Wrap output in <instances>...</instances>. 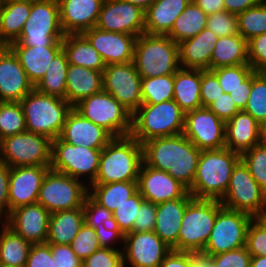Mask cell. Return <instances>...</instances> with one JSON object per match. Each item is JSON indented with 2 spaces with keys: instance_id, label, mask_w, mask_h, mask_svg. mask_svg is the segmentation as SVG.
I'll return each mask as SVG.
<instances>
[{
  "instance_id": "cell-23",
  "label": "cell",
  "mask_w": 266,
  "mask_h": 267,
  "mask_svg": "<svg viewBox=\"0 0 266 267\" xmlns=\"http://www.w3.org/2000/svg\"><path fill=\"white\" fill-rule=\"evenodd\" d=\"M33 89L14 52L0 46V102H20Z\"/></svg>"
},
{
  "instance_id": "cell-11",
  "label": "cell",
  "mask_w": 266,
  "mask_h": 267,
  "mask_svg": "<svg viewBox=\"0 0 266 267\" xmlns=\"http://www.w3.org/2000/svg\"><path fill=\"white\" fill-rule=\"evenodd\" d=\"M82 182L85 181L50 168L40 187L37 203L50 213L82 207L88 195L87 183Z\"/></svg>"
},
{
  "instance_id": "cell-63",
  "label": "cell",
  "mask_w": 266,
  "mask_h": 267,
  "mask_svg": "<svg viewBox=\"0 0 266 267\" xmlns=\"http://www.w3.org/2000/svg\"><path fill=\"white\" fill-rule=\"evenodd\" d=\"M252 89V74L242 82V86L237 87L229 94L235 102L237 108L241 111L244 110Z\"/></svg>"
},
{
  "instance_id": "cell-17",
  "label": "cell",
  "mask_w": 266,
  "mask_h": 267,
  "mask_svg": "<svg viewBox=\"0 0 266 267\" xmlns=\"http://www.w3.org/2000/svg\"><path fill=\"white\" fill-rule=\"evenodd\" d=\"M121 247L124 267H159L171 251L154 231L126 233Z\"/></svg>"
},
{
  "instance_id": "cell-50",
  "label": "cell",
  "mask_w": 266,
  "mask_h": 267,
  "mask_svg": "<svg viewBox=\"0 0 266 267\" xmlns=\"http://www.w3.org/2000/svg\"><path fill=\"white\" fill-rule=\"evenodd\" d=\"M206 28L217 35L218 38L238 34V17L227 11L208 15Z\"/></svg>"
},
{
  "instance_id": "cell-35",
  "label": "cell",
  "mask_w": 266,
  "mask_h": 267,
  "mask_svg": "<svg viewBox=\"0 0 266 267\" xmlns=\"http://www.w3.org/2000/svg\"><path fill=\"white\" fill-rule=\"evenodd\" d=\"M62 49L71 65L86 67L103 73L106 64L98 51L82 34H68L62 40Z\"/></svg>"
},
{
  "instance_id": "cell-73",
  "label": "cell",
  "mask_w": 266,
  "mask_h": 267,
  "mask_svg": "<svg viewBox=\"0 0 266 267\" xmlns=\"http://www.w3.org/2000/svg\"><path fill=\"white\" fill-rule=\"evenodd\" d=\"M0 267H12V266H4V265H0Z\"/></svg>"
},
{
  "instance_id": "cell-36",
  "label": "cell",
  "mask_w": 266,
  "mask_h": 267,
  "mask_svg": "<svg viewBox=\"0 0 266 267\" xmlns=\"http://www.w3.org/2000/svg\"><path fill=\"white\" fill-rule=\"evenodd\" d=\"M242 64H249L247 40L239 33L218 38L212 52L211 70Z\"/></svg>"
},
{
  "instance_id": "cell-51",
  "label": "cell",
  "mask_w": 266,
  "mask_h": 267,
  "mask_svg": "<svg viewBox=\"0 0 266 267\" xmlns=\"http://www.w3.org/2000/svg\"><path fill=\"white\" fill-rule=\"evenodd\" d=\"M82 267H124L123 251L100 247L82 261Z\"/></svg>"
},
{
  "instance_id": "cell-20",
  "label": "cell",
  "mask_w": 266,
  "mask_h": 267,
  "mask_svg": "<svg viewBox=\"0 0 266 267\" xmlns=\"http://www.w3.org/2000/svg\"><path fill=\"white\" fill-rule=\"evenodd\" d=\"M50 166H18L11 168L8 196L9 212L15 208L35 204L40 187Z\"/></svg>"
},
{
  "instance_id": "cell-65",
  "label": "cell",
  "mask_w": 266,
  "mask_h": 267,
  "mask_svg": "<svg viewBox=\"0 0 266 267\" xmlns=\"http://www.w3.org/2000/svg\"><path fill=\"white\" fill-rule=\"evenodd\" d=\"M207 15L225 10L223 0H192Z\"/></svg>"
},
{
  "instance_id": "cell-71",
  "label": "cell",
  "mask_w": 266,
  "mask_h": 267,
  "mask_svg": "<svg viewBox=\"0 0 266 267\" xmlns=\"http://www.w3.org/2000/svg\"><path fill=\"white\" fill-rule=\"evenodd\" d=\"M17 1H25V2H29V3H35V2H39V1H43V0H17Z\"/></svg>"
},
{
  "instance_id": "cell-15",
  "label": "cell",
  "mask_w": 266,
  "mask_h": 267,
  "mask_svg": "<svg viewBox=\"0 0 266 267\" xmlns=\"http://www.w3.org/2000/svg\"><path fill=\"white\" fill-rule=\"evenodd\" d=\"M141 79L134 62L109 64L103 70V91L133 114L142 105Z\"/></svg>"
},
{
  "instance_id": "cell-24",
  "label": "cell",
  "mask_w": 266,
  "mask_h": 267,
  "mask_svg": "<svg viewBox=\"0 0 266 267\" xmlns=\"http://www.w3.org/2000/svg\"><path fill=\"white\" fill-rule=\"evenodd\" d=\"M59 138L70 145L103 149L114 137L72 108L66 116Z\"/></svg>"
},
{
  "instance_id": "cell-58",
  "label": "cell",
  "mask_w": 266,
  "mask_h": 267,
  "mask_svg": "<svg viewBox=\"0 0 266 267\" xmlns=\"http://www.w3.org/2000/svg\"><path fill=\"white\" fill-rule=\"evenodd\" d=\"M25 267H55L50 244H32Z\"/></svg>"
},
{
  "instance_id": "cell-66",
  "label": "cell",
  "mask_w": 266,
  "mask_h": 267,
  "mask_svg": "<svg viewBox=\"0 0 266 267\" xmlns=\"http://www.w3.org/2000/svg\"><path fill=\"white\" fill-rule=\"evenodd\" d=\"M192 265L193 267H214L211 258L202 253H192Z\"/></svg>"
},
{
  "instance_id": "cell-39",
  "label": "cell",
  "mask_w": 266,
  "mask_h": 267,
  "mask_svg": "<svg viewBox=\"0 0 266 267\" xmlns=\"http://www.w3.org/2000/svg\"><path fill=\"white\" fill-rule=\"evenodd\" d=\"M207 19L208 15L191 1L182 14L175 19L167 36L179 44L199 34L206 27Z\"/></svg>"
},
{
  "instance_id": "cell-45",
  "label": "cell",
  "mask_w": 266,
  "mask_h": 267,
  "mask_svg": "<svg viewBox=\"0 0 266 267\" xmlns=\"http://www.w3.org/2000/svg\"><path fill=\"white\" fill-rule=\"evenodd\" d=\"M251 176L266 192V145L258 144L240 155Z\"/></svg>"
},
{
  "instance_id": "cell-27",
  "label": "cell",
  "mask_w": 266,
  "mask_h": 267,
  "mask_svg": "<svg viewBox=\"0 0 266 267\" xmlns=\"http://www.w3.org/2000/svg\"><path fill=\"white\" fill-rule=\"evenodd\" d=\"M260 144V123L244 110L225 122V147L243 154Z\"/></svg>"
},
{
  "instance_id": "cell-70",
  "label": "cell",
  "mask_w": 266,
  "mask_h": 267,
  "mask_svg": "<svg viewBox=\"0 0 266 267\" xmlns=\"http://www.w3.org/2000/svg\"><path fill=\"white\" fill-rule=\"evenodd\" d=\"M260 143L266 145V118L260 123Z\"/></svg>"
},
{
  "instance_id": "cell-46",
  "label": "cell",
  "mask_w": 266,
  "mask_h": 267,
  "mask_svg": "<svg viewBox=\"0 0 266 267\" xmlns=\"http://www.w3.org/2000/svg\"><path fill=\"white\" fill-rule=\"evenodd\" d=\"M83 210L87 226L94 229L104 226L108 230H120L112 212L96 203L89 195L84 200Z\"/></svg>"
},
{
  "instance_id": "cell-22",
  "label": "cell",
  "mask_w": 266,
  "mask_h": 267,
  "mask_svg": "<svg viewBox=\"0 0 266 267\" xmlns=\"http://www.w3.org/2000/svg\"><path fill=\"white\" fill-rule=\"evenodd\" d=\"M137 188L145 201L159 204L183 197L188 189L168 172L142 163Z\"/></svg>"
},
{
  "instance_id": "cell-1",
  "label": "cell",
  "mask_w": 266,
  "mask_h": 267,
  "mask_svg": "<svg viewBox=\"0 0 266 267\" xmlns=\"http://www.w3.org/2000/svg\"><path fill=\"white\" fill-rule=\"evenodd\" d=\"M142 152L145 165L168 172L188 190L192 187L201 150L183 133L148 140Z\"/></svg>"
},
{
  "instance_id": "cell-7",
  "label": "cell",
  "mask_w": 266,
  "mask_h": 267,
  "mask_svg": "<svg viewBox=\"0 0 266 267\" xmlns=\"http://www.w3.org/2000/svg\"><path fill=\"white\" fill-rule=\"evenodd\" d=\"M65 33L60 23L57 0L31 3V12L19 38L8 46L62 47Z\"/></svg>"
},
{
  "instance_id": "cell-61",
  "label": "cell",
  "mask_w": 266,
  "mask_h": 267,
  "mask_svg": "<svg viewBox=\"0 0 266 267\" xmlns=\"http://www.w3.org/2000/svg\"><path fill=\"white\" fill-rule=\"evenodd\" d=\"M95 230L101 247L116 249L115 244H119L120 241L124 243L125 234L121 230H108L104 226L97 227Z\"/></svg>"
},
{
  "instance_id": "cell-2",
  "label": "cell",
  "mask_w": 266,
  "mask_h": 267,
  "mask_svg": "<svg viewBox=\"0 0 266 267\" xmlns=\"http://www.w3.org/2000/svg\"><path fill=\"white\" fill-rule=\"evenodd\" d=\"M240 154L228 148L202 150L189 193L198 199L221 200L225 195L233 168Z\"/></svg>"
},
{
  "instance_id": "cell-56",
  "label": "cell",
  "mask_w": 266,
  "mask_h": 267,
  "mask_svg": "<svg viewBox=\"0 0 266 267\" xmlns=\"http://www.w3.org/2000/svg\"><path fill=\"white\" fill-rule=\"evenodd\" d=\"M50 244L55 267H82L80 260L69 244Z\"/></svg>"
},
{
  "instance_id": "cell-32",
  "label": "cell",
  "mask_w": 266,
  "mask_h": 267,
  "mask_svg": "<svg viewBox=\"0 0 266 267\" xmlns=\"http://www.w3.org/2000/svg\"><path fill=\"white\" fill-rule=\"evenodd\" d=\"M31 3L6 0L0 6V46H8L16 41L29 18Z\"/></svg>"
},
{
  "instance_id": "cell-41",
  "label": "cell",
  "mask_w": 266,
  "mask_h": 267,
  "mask_svg": "<svg viewBox=\"0 0 266 267\" xmlns=\"http://www.w3.org/2000/svg\"><path fill=\"white\" fill-rule=\"evenodd\" d=\"M142 104L173 100L174 74L141 79Z\"/></svg>"
},
{
  "instance_id": "cell-64",
  "label": "cell",
  "mask_w": 266,
  "mask_h": 267,
  "mask_svg": "<svg viewBox=\"0 0 266 267\" xmlns=\"http://www.w3.org/2000/svg\"><path fill=\"white\" fill-rule=\"evenodd\" d=\"M225 11L238 15L248 8L260 4L263 0H223Z\"/></svg>"
},
{
  "instance_id": "cell-47",
  "label": "cell",
  "mask_w": 266,
  "mask_h": 267,
  "mask_svg": "<svg viewBox=\"0 0 266 267\" xmlns=\"http://www.w3.org/2000/svg\"><path fill=\"white\" fill-rule=\"evenodd\" d=\"M211 71L217 76L224 93L228 94L242 86V82L254 72L249 64L220 67Z\"/></svg>"
},
{
  "instance_id": "cell-33",
  "label": "cell",
  "mask_w": 266,
  "mask_h": 267,
  "mask_svg": "<svg viewBox=\"0 0 266 267\" xmlns=\"http://www.w3.org/2000/svg\"><path fill=\"white\" fill-rule=\"evenodd\" d=\"M201 69L180 68L174 74L173 100L185 112L202 107Z\"/></svg>"
},
{
  "instance_id": "cell-4",
  "label": "cell",
  "mask_w": 266,
  "mask_h": 267,
  "mask_svg": "<svg viewBox=\"0 0 266 267\" xmlns=\"http://www.w3.org/2000/svg\"><path fill=\"white\" fill-rule=\"evenodd\" d=\"M133 62L141 78L175 74L181 68L179 45L167 35L142 33L135 41Z\"/></svg>"
},
{
  "instance_id": "cell-3",
  "label": "cell",
  "mask_w": 266,
  "mask_h": 267,
  "mask_svg": "<svg viewBox=\"0 0 266 267\" xmlns=\"http://www.w3.org/2000/svg\"><path fill=\"white\" fill-rule=\"evenodd\" d=\"M142 163L141 143L131 135L114 137L101 151L93 184L137 181Z\"/></svg>"
},
{
  "instance_id": "cell-8",
  "label": "cell",
  "mask_w": 266,
  "mask_h": 267,
  "mask_svg": "<svg viewBox=\"0 0 266 267\" xmlns=\"http://www.w3.org/2000/svg\"><path fill=\"white\" fill-rule=\"evenodd\" d=\"M219 200L193 198L185 209L178 235V251L201 253L210 237Z\"/></svg>"
},
{
  "instance_id": "cell-34",
  "label": "cell",
  "mask_w": 266,
  "mask_h": 267,
  "mask_svg": "<svg viewBox=\"0 0 266 267\" xmlns=\"http://www.w3.org/2000/svg\"><path fill=\"white\" fill-rule=\"evenodd\" d=\"M84 223L83 206L51 213L46 243L70 244Z\"/></svg>"
},
{
  "instance_id": "cell-55",
  "label": "cell",
  "mask_w": 266,
  "mask_h": 267,
  "mask_svg": "<svg viewBox=\"0 0 266 267\" xmlns=\"http://www.w3.org/2000/svg\"><path fill=\"white\" fill-rule=\"evenodd\" d=\"M224 93L217 76L211 70H201L200 95L202 107H208Z\"/></svg>"
},
{
  "instance_id": "cell-48",
  "label": "cell",
  "mask_w": 266,
  "mask_h": 267,
  "mask_svg": "<svg viewBox=\"0 0 266 267\" xmlns=\"http://www.w3.org/2000/svg\"><path fill=\"white\" fill-rule=\"evenodd\" d=\"M145 201L140 192L137 191L121 206L112 212L113 218L118 224L119 229L124 233L133 232L135 218L138 215L140 205Z\"/></svg>"
},
{
  "instance_id": "cell-49",
  "label": "cell",
  "mask_w": 266,
  "mask_h": 267,
  "mask_svg": "<svg viewBox=\"0 0 266 267\" xmlns=\"http://www.w3.org/2000/svg\"><path fill=\"white\" fill-rule=\"evenodd\" d=\"M69 245L82 261L101 247L97 239L96 230L85 223Z\"/></svg>"
},
{
  "instance_id": "cell-42",
  "label": "cell",
  "mask_w": 266,
  "mask_h": 267,
  "mask_svg": "<svg viewBox=\"0 0 266 267\" xmlns=\"http://www.w3.org/2000/svg\"><path fill=\"white\" fill-rule=\"evenodd\" d=\"M239 34L247 41L266 33V0L237 15Z\"/></svg>"
},
{
  "instance_id": "cell-59",
  "label": "cell",
  "mask_w": 266,
  "mask_h": 267,
  "mask_svg": "<svg viewBox=\"0 0 266 267\" xmlns=\"http://www.w3.org/2000/svg\"><path fill=\"white\" fill-rule=\"evenodd\" d=\"M217 117L224 122L229 121L240 110L237 108L232 97L228 93H223L219 98L214 100L208 107Z\"/></svg>"
},
{
  "instance_id": "cell-19",
  "label": "cell",
  "mask_w": 266,
  "mask_h": 267,
  "mask_svg": "<svg viewBox=\"0 0 266 267\" xmlns=\"http://www.w3.org/2000/svg\"><path fill=\"white\" fill-rule=\"evenodd\" d=\"M51 213L41 204L11 210L3 222L31 244L46 243Z\"/></svg>"
},
{
  "instance_id": "cell-9",
  "label": "cell",
  "mask_w": 266,
  "mask_h": 267,
  "mask_svg": "<svg viewBox=\"0 0 266 267\" xmlns=\"http://www.w3.org/2000/svg\"><path fill=\"white\" fill-rule=\"evenodd\" d=\"M73 108L113 137L131 135L132 114L105 91L83 98Z\"/></svg>"
},
{
  "instance_id": "cell-28",
  "label": "cell",
  "mask_w": 266,
  "mask_h": 267,
  "mask_svg": "<svg viewBox=\"0 0 266 267\" xmlns=\"http://www.w3.org/2000/svg\"><path fill=\"white\" fill-rule=\"evenodd\" d=\"M217 41V35L205 27L193 38L180 42L181 68L211 70L212 52Z\"/></svg>"
},
{
  "instance_id": "cell-14",
  "label": "cell",
  "mask_w": 266,
  "mask_h": 267,
  "mask_svg": "<svg viewBox=\"0 0 266 267\" xmlns=\"http://www.w3.org/2000/svg\"><path fill=\"white\" fill-rule=\"evenodd\" d=\"M220 202L227 209L244 212L254 218L266 208V192L240 160L233 168L227 191Z\"/></svg>"
},
{
  "instance_id": "cell-29",
  "label": "cell",
  "mask_w": 266,
  "mask_h": 267,
  "mask_svg": "<svg viewBox=\"0 0 266 267\" xmlns=\"http://www.w3.org/2000/svg\"><path fill=\"white\" fill-rule=\"evenodd\" d=\"M103 91V73L69 64L66 77L65 99L76 105L83 98Z\"/></svg>"
},
{
  "instance_id": "cell-57",
  "label": "cell",
  "mask_w": 266,
  "mask_h": 267,
  "mask_svg": "<svg viewBox=\"0 0 266 267\" xmlns=\"http://www.w3.org/2000/svg\"><path fill=\"white\" fill-rule=\"evenodd\" d=\"M157 204L144 201L138 210V215L135 218L133 232H148L154 231L156 220Z\"/></svg>"
},
{
  "instance_id": "cell-25",
  "label": "cell",
  "mask_w": 266,
  "mask_h": 267,
  "mask_svg": "<svg viewBox=\"0 0 266 267\" xmlns=\"http://www.w3.org/2000/svg\"><path fill=\"white\" fill-rule=\"evenodd\" d=\"M65 35L82 34L96 26L104 0H57Z\"/></svg>"
},
{
  "instance_id": "cell-16",
  "label": "cell",
  "mask_w": 266,
  "mask_h": 267,
  "mask_svg": "<svg viewBox=\"0 0 266 267\" xmlns=\"http://www.w3.org/2000/svg\"><path fill=\"white\" fill-rule=\"evenodd\" d=\"M183 134L201 151L225 148V122L207 107L185 113Z\"/></svg>"
},
{
  "instance_id": "cell-38",
  "label": "cell",
  "mask_w": 266,
  "mask_h": 267,
  "mask_svg": "<svg viewBox=\"0 0 266 267\" xmlns=\"http://www.w3.org/2000/svg\"><path fill=\"white\" fill-rule=\"evenodd\" d=\"M3 225H2V224ZM0 265L25 267L32 244L0 221Z\"/></svg>"
},
{
  "instance_id": "cell-26",
  "label": "cell",
  "mask_w": 266,
  "mask_h": 267,
  "mask_svg": "<svg viewBox=\"0 0 266 267\" xmlns=\"http://www.w3.org/2000/svg\"><path fill=\"white\" fill-rule=\"evenodd\" d=\"M194 197L189 191L181 198L157 204L154 232L172 250L178 251V235L185 209Z\"/></svg>"
},
{
  "instance_id": "cell-72",
  "label": "cell",
  "mask_w": 266,
  "mask_h": 267,
  "mask_svg": "<svg viewBox=\"0 0 266 267\" xmlns=\"http://www.w3.org/2000/svg\"><path fill=\"white\" fill-rule=\"evenodd\" d=\"M6 0H0V6L5 2Z\"/></svg>"
},
{
  "instance_id": "cell-67",
  "label": "cell",
  "mask_w": 266,
  "mask_h": 267,
  "mask_svg": "<svg viewBox=\"0 0 266 267\" xmlns=\"http://www.w3.org/2000/svg\"><path fill=\"white\" fill-rule=\"evenodd\" d=\"M123 1L130 2L131 4L136 5L145 11L156 0H123Z\"/></svg>"
},
{
  "instance_id": "cell-12",
  "label": "cell",
  "mask_w": 266,
  "mask_h": 267,
  "mask_svg": "<svg viewBox=\"0 0 266 267\" xmlns=\"http://www.w3.org/2000/svg\"><path fill=\"white\" fill-rule=\"evenodd\" d=\"M101 151L102 149L70 145L58 137L52 140L50 168L80 181L88 176L86 181L89 186L97 176Z\"/></svg>"
},
{
  "instance_id": "cell-69",
  "label": "cell",
  "mask_w": 266,
  "mask_h": 267,
  "mask_svg": "<svg viewBox=\"0 0 266 267\" xmlns=\"http://www.w3.org/2000/svg\"><path fill=\"white\" fill-rule=\"evenodd\" d=\"M254 219L266 230V208L256 215Z\"/></svg>"
},
{
  "instance_id": "cell-54",
  "label": "cell",
  "mask_w": 266,
  "mask_h": 267,
  "mask_svg": "<svg viewBox=\"0 0 266 267\" xmlns=\"http://www.w3.org/2000/svg\"><path fill=\"white\" fill-rule=\"evenodd\" d=\"M246 248L251 256H266V230L254 218L247 229Z\"/></svg>"
},
{
  "instance_id": "cell-30",
  "label": "cell",
  "mask_w": 266,
  "mask_h": 267,
  "mask_svg": "<svg viewBox=\"0 0 266 267\" xmlns=\"http://www.w3.org/2000/svg\"><path fill=\"white\" fill-rule=\"evenodd\" d=\"M192 0H156L144 13V33L167 35Z\"/></svg>"
},
{
  "instance_id": "cell-37",
  "label": "cell",
  "mask_w": 266,
  "mask_h": 267,
  "mask_svg": "<svg viewBox=\"0 0 266 267\" xmlns=\"http://www.w3.org/2000/svg\"><path fill=\"white\" fill-rule=\"evenodd\" d=\"M138 191L137 181L92 184L88 195L99 205L113 212Z\"/></svg>"
},
{
  "instance_id": "cell-40",
  "label": "cell",
  "mask_w": 266,
  "mask_h": 267,
  "mask_svg": "<svg viewBox=\"0 0 266 267\" xmlns=\"http://www.w3.org/2000/svg\"><path fill=\"white\" fill-rule=\"evenodd\" d=\"M69 63L63 49L53 58L47 67L45 76L34 87L45 95L65 99L66 77Z\"/></svg>"
},
{
  "instance_id": "cell-21",
  "label": "cell",
  "mask_w": 266,
  "mask_h": 267,
  "mask_svg": "<svg viewBox=\"0 0 266 267\" xmlns=\"http://www.w3.org/2000/svg\"><path fill=\"white\" fill-rule=\"evenodd\" d=\"M82 35L98 51L106 65L134 60L136 36L93 27Z\"/></svg>"
},
{
  "instance_id": "cell-62",
  "label": "cell",
  "mask_w": 266,
  "mask_h": 267,
  "mask_svg": "<svg viewBox=\"0 0 266 267\" xmlns=\"http://www.w3.org/2000/svg\"><path fill=\"white\" fill-rule=\"evenodd\" d=\"M159 267H193L192 252L175 251L171 249Z\"/></svg>"
},
{
  "instance_id": "cell-52",
  "label": "cell",
  "mask_w": 266,
  "mask_h": 267,
  "mask_svg": "<svg viewBox=\"0 0 266 267\" xmlns=\"http://www.w3.org/2000/svg\"><path fill=\"white\" fill-rule=\"evenodd\" d=\"M209 257L214 267H250L252 256L244 246Z\"/></svg>"
},
{
  "instance_id": "cell-13",
  "label": "cell",
  "mask_w": 266,
  "mask_h": 267,
  "mask_svg": "<svg viewBox=\"0 0 266 267\" xmlns=\"http://www.w3.org/2000/svg\"><path fill=\"white\" fill-rule=\"evenodd\" d=\"M252 219L253 217L247 213L221 206L201 253L213 256L246 246L247 229Z\"/></svg>"
},
{
  "instance_id": "cell-5",
  "label": "cell",
  "mask_w": 266,
  "mask_h": 267,
  "mask_svg": "<svg viewBox=\"0 0 266 267\" xmlns=\"http://www.w3.org/2000/svg\"><path fill=\"white\" fill-rule=\"evenodd\" d=\"M185 112L174 100L160 104H142L132 114L131 136L139 143L182 134Z\"/></svg>"
},
{
  "instance_id": "cell-60",
  "label": "cell",
  "mask_w": 266,
  "mask_h": 267,
  "mask_svg": "<svg viewBox=\"0 0 266 267\" xmlns=\"http://www.w3.org/2000/svg\"><path fill=\"white\" fill-rule=\"evenodd\" d=\"M10 172L11 168L0 160V221H3L9 214L8 187Z\"/></svg>"
},
{
  "instance_id": "cell-53",
  "label": "cell",
  "mask_w": 266,
  "mask_h": 267,
  "mask_svg": "<svg viewBox=\"0 0 266 267\" xmlns=\"http://www.w3.org/2000/svg\"><path fill=\"white\" fill-rule=\"evenodd\" d=\"M249 65L254 71L266 70V33L247 41Z\"/></svg>"
},
{
  "instance_id": "cell-6",
  "label": "cell",
  "mask_w": 266,
  "mask_h": 267,
  "mask_svg": "<svg viewBox=\"0 0 266 267\" xmlns=\"http://www.w3.org/2000/svg\"><path fill=\"white\" fill-rule=\"evenodd\" d=\"M26 123V130L44 135L51 140L58 138L65 119L73 106L57 96L45 95L35 88L20 101Z\"/></svg>"
},
{
  "instance_id": "cell-68",
  "label": "cell",
  "mask_w": 266,
  "mask_h": 267,
  "mask_svg": "<svg viewBox=\"0 0 266 267\" xmlns=\"http://www.w3.org/2000/svg\"><path fill=\"white\" fill-rule=\"evenodd\" d=\"M250 267H266V256H252Z\"/></svg>"
},
{
  "instance_id": "cell-43",
  "label": "cell",
  "mask_w": 266,
  "mask_h": 267,
  "mask_svg": "<svg viewBox=\"0 0 266 267\" xmlns=\"http://www.w3.org/2000/svg\"><path fill=\"white\" fill-rule=\"evenodd\" d=\"M23 108L20 102H0V140L26 132Z\"/></svg>"
},
{
  "instance_id": "cell-31",
  "label": "cell",
  "mask_w": 266,
  "mask_h": 267,
  "mask_svg": "<svg viewBox=\"0 0 266 267\" xmlns=\"http://www.w3.org/2000/svg\"><path fill=\"white\" fill-rule=\"evenodd\" d=\"M17 56L29 81L34 85L45 76L47 67L62 47L8 46Z\"/></svg>"
},
{
  "instance_id": "cell-18",
  "label": "cell",
  "mask_w": 266,
  "mask_h": 267,
  "mask_svg": "<svg viewBox=\"0 0 266 267\" xmlns=\"http://www.w3.org/2000/svg\"><path fill=\"white\" fill-rule=\"evenodd\" d=\"M144 13L143 9L130 2L104 0L95 27L138 37L144 33Z\"/></svg>"
},
{
  "instance_id": "cell-10",
  "label": "cell",
  "mask_w": 266,
  "mask_h": 267,
  "mask_svg": "<svg viewBox=\"0 0 266 267\" xmlns=\"http://www.w3.org/2000/svg\"><path fill=\"white\" fill-rule=\"evenodd\" d=\"M52 140L44 135L23 132L0 140V160L10 168L50 166Z\"/></svg>"
},
{
  "instance_id": "cell-44",
  "label": "cell",
  "mask_w": 266,
  "mask_h": 267,
  "mask_svg": "<svg viewBox=\"0 0 266 267\" xmlns=\"http://www.w3.org/2000/svg\"><path fill=\"white\" fill-rule=\"evenodd\" d=\"M244 111L249 113L259 123L266 118L265 72L254 71L252 73V89Z\"/></svg>"
}]
</instances>
